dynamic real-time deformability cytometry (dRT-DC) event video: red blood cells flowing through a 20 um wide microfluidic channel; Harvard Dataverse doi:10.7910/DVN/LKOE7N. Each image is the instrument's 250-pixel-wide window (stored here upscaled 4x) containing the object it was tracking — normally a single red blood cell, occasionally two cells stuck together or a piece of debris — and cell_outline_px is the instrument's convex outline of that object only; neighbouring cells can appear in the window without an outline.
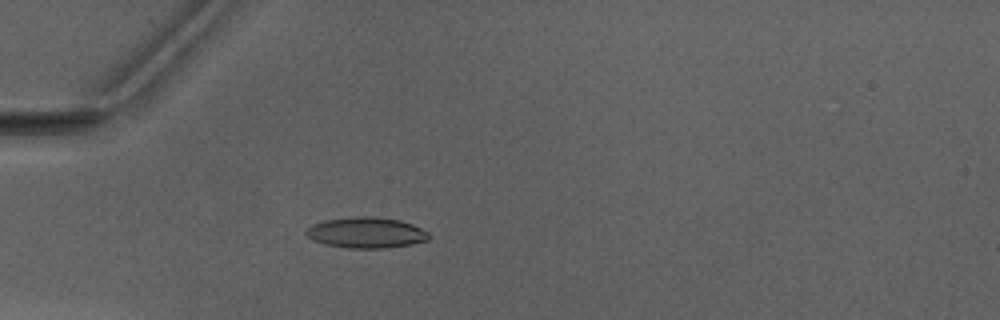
{"species": "Egyptian fruit bat (a non-hibernating species)", "species_latin": "Rousettus aegyptiacus", "temperature_condition": "warm", "stored_images_in_passage": 3, "camera_frame_rate_fps": 3000, "um_per_image_px": 0.085, "animal": {"sex": "male"}, "frame": {"image": 1, "passage_image": 3, "time_ms": 2.333, "image_size_px": [1000, 320], "cell_outline_px": [[428, 240], [412, 244], [384, 248], [348, 248], [324, 244], [312, 240], [304, 232], [312, 224], [324, 220], [356, 216], [372, 216], [400, 220], [412, 224], [428, 232]], "centroid_in_image_um": [31.1, 19.77], "position_along_channel_um": 53.9, "area_um2": 22.02}}